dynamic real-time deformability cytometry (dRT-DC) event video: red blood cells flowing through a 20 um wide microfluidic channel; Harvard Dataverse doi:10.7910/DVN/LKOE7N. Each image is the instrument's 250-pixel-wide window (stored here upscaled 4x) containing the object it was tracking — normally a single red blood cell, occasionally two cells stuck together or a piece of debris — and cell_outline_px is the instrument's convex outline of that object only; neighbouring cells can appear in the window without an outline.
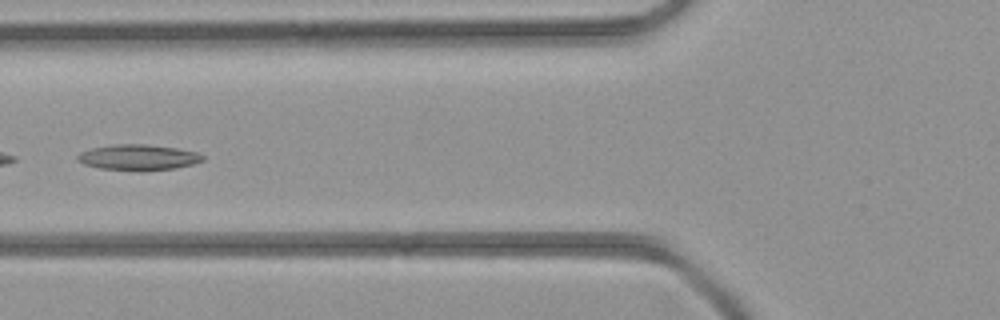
{"species": "common noctule bat (a hibernating species)", "species_latin": "Nyctalus noctula", "temperature_condition": "room temperature", "stored_images_in_passage": 42, "camera_frame_rate_fps": 3000, "um_per_image_px": 0.085, "animal": {"sex": "female", "body_mass_g": 21.9}, "frame": {"image": 1, "passage_image": 16, "time_ms": 5.0, "image_size_px": [1000, 320], "cell_outline_px": [[204, 160], [192, 164], [176, 168], [140, 172], [100, 168], [84, 164], [76, 160], [76, 156], [80, 152], [92, 148], [112, 144], [144, 144], [176, 148], [196, 152], [204, 156]], "centroid_in_image_um": [11.72, 13.39], "position_along_channel_um": 114.1, "area_um2": 18.96}}
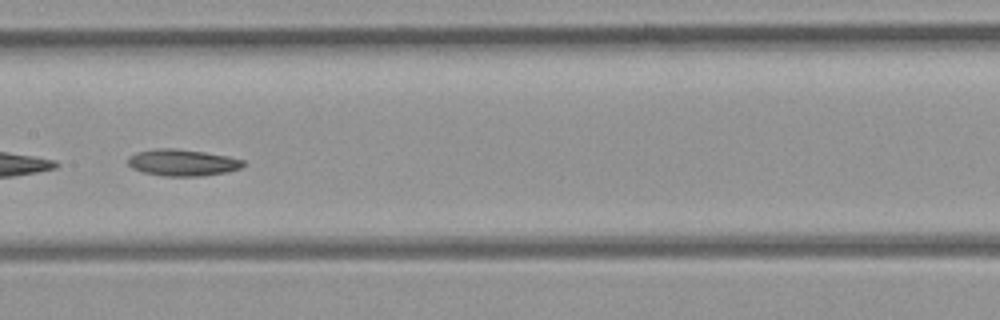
{"frame": {"image": 2, "passage_image": 21, "time_ms": 6.667, "image_size_px": [1000, 320], "cell_outline_px": [[244, 164], [240, 168], [228, 172], [204, 176], [164, 176], [144, 172], [132, 168], [128, 164], [128, 156], [136, 152], [156, 148], [176, 148], [204, 152], [228, 156], [244, 160]], "centroid_in_image_um": [15.5, 13.82], "position_along_channel_um": 191.9, "area_um2": 17.98}}
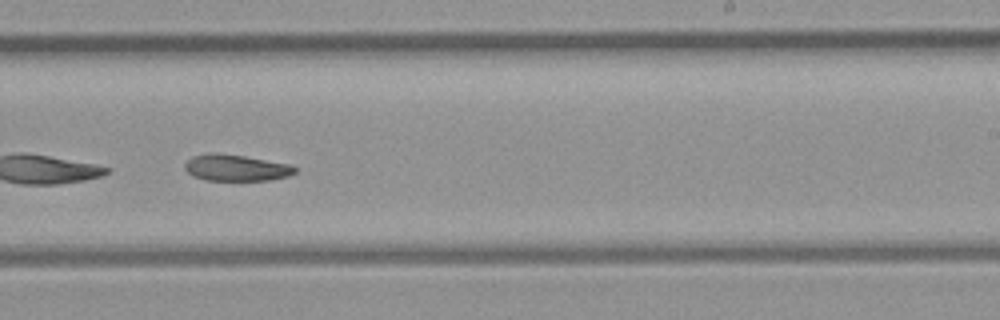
{"frame": {"image": 3, "passage_image": 26, "time_ms": 8.333, "image_size_px": [1000, 320], "cell_outline_px": [[296, 172], [288, 176], [272, 180], [204, 180], [192, 176], [184, 168], [184, 164], [192, 156], [212, 152], [216, 152], [244, 156], [292, 164], [296, 168]], "centroid_in_image_um": [20.06, 14.26], "position_along_channel_um": 268.9, "area_um2": 17.11}}